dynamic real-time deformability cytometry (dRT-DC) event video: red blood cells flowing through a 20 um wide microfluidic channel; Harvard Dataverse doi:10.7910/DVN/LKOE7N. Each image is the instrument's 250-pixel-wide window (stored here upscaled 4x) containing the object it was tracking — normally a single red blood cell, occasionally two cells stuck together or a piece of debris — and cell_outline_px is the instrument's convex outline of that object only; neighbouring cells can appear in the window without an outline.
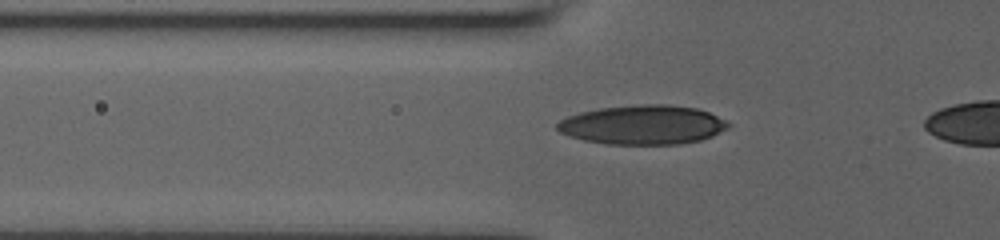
{"species": "human", "species_latin": "Homo sapiens", "temperature_condition": "room temperature", "stored_images_in_passage": 5, "camera_frame_rate_fps": 3000, "um_per_image_px": 0.085, "donor": {"sex": "male"}, "frame": {"image": 1, "passage_image": 2, "time_ms": 0.333, "image_size_px": [1000, 240], "cell_outline_px": [[732, 124], [728, 128], [712, 136], [700, 140], [680, 144], [604, 144], [584, 140], [560, 132], [556, 128], [556, 124], [560, 120], [568, 116], [580, 112], [600, 108], [640, 104], [668, 104], [696, 108], [708, 112]], "centroid_in_image_um": [54.64, 10.61], "position_along_channel_um": 71.2, "area_um2": 39.07}}